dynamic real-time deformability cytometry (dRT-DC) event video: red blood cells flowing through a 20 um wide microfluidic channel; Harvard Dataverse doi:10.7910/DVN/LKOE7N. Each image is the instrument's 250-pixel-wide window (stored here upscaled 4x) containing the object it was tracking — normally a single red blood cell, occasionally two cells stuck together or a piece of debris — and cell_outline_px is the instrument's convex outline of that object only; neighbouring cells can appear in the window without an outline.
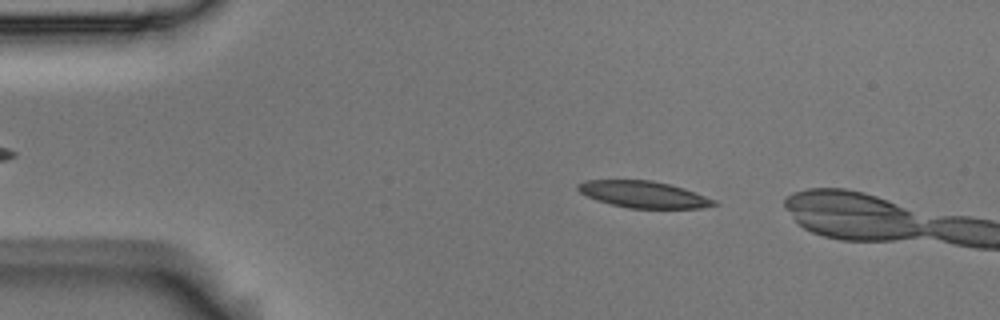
{"species": "Egyptian fruit bat (a non-hibernating species)", "species_latin": "Rousettus aegyptiacus", "temperature_condition": "room temperature", "stored_images_in_passage": 3, "camera_frame_rate_fps": 3000, "um_per_image_px": 0.085, "animal": {"sex": "male"}, "frame": {"image": 1, "passage_image": 1, "time_ms": 0.0, "image_size_px": [1000, 320], "cell_outline_px": [[720, 204], [704, 208], [628, 208], [596, 200], [580, 192], [576, 188], [576, 184], [584, 180], [652, 180], [684, 188], [716, 200]], "centroid_in_image_um": [54.71, 16.52], "position_along_channel_um": 30.3, "area_um2": 21.15}}